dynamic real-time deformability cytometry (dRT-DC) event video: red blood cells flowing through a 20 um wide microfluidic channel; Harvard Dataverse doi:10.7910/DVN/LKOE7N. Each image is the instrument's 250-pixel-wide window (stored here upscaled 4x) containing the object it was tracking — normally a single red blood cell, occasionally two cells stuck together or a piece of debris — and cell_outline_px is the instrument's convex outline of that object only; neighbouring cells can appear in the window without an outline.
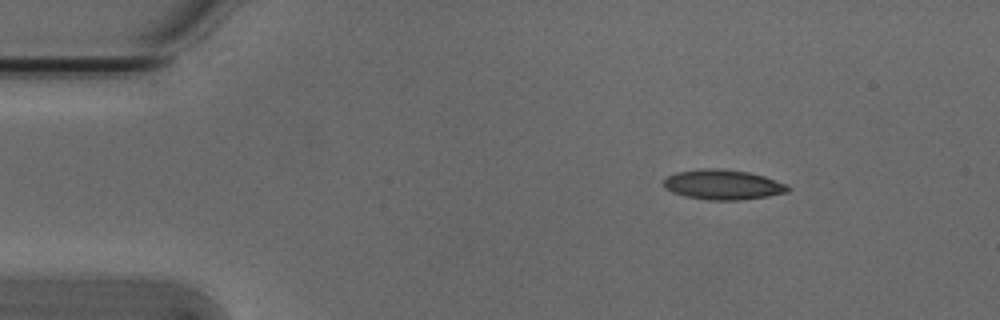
{"species": "Egyptian fruit bat (a non-hibernating species)", "species_latin": "Rousettus aegyptiacus", "temperature_condition": "cold", "stored_images_in_passage": 4, "segment_of_instrument_passage": [1, 2], "camera_frame_rate_fps": 3000, "um_per_image_px": 0.085, "animal": {"sex": "male"}, "frame": {"image": 1, "passage_image": 1, "time_ms": 0.0, "image_size_px": [1000, 320], "cell_outline_px": [[792, 188], [788, 192], [768, 196], [740, 200], [708, 200], [684, 196], [672, 192], [664, 188], [664, 180], [668, 176], [676, 172], [704, 168], [720, 168], [748, 172], [764, 176], [788, 184]], "centroid_in_image_um": [61.47, 15.69], "position_along_channel_um": 23.5, "area_um2": 21.85}}